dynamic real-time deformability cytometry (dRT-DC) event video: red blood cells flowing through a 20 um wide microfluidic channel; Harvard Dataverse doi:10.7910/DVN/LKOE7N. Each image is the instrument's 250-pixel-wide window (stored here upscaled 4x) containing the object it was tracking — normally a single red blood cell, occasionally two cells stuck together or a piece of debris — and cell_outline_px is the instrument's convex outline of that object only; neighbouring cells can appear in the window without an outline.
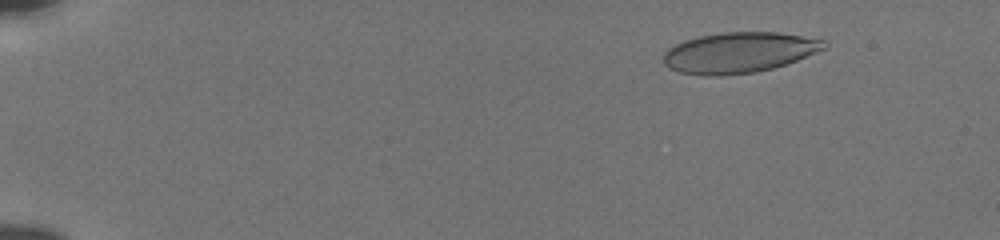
{"species": "human", "species_latin": "Homo sapiens", "temperature_condition": "cold", "stored_images_in_passage": 56, "camera_frame_rate_fps": 3000, "um_per_image_px": 0.085, "donor": {"sex": "male"}, "frame": {"image": 1, "passage_image": 8, "time_ms": 2.333, "image_size_px": [1000, 240], "cell_outline_px": [[828, 48], [796, 60], [772, 68], [756, 72], [720, 76], [704, 76], [680, 72], [664, 64], [664, 52], [668, 48], [684, 40], [700, 36], [720, 32], [776, 32], [824, 40], [828, 44]], "centroid_in_image_um": [62.81, 4.47], "position_along_channel_um": 22.2, "area_um2": 37.92}}
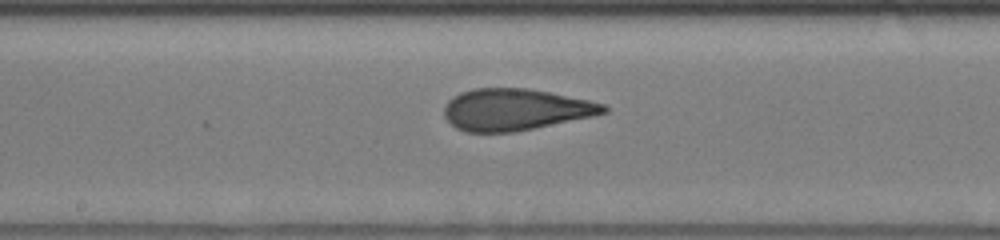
{"frame": {"image": 2, "passage_image": 32, "time_ms": 10.333, "image_size_px": [1000, 240], "cell_outline_px": [[608, 112], [592, 116], [516, 132], [468, 132], [456, 128], [444, 116], [444, 108], [448, 100], [460, 92], [472, 88], [528, 88], [588, 100], [604, 104], [608, 108]], "centroid_in_image_um": [43.78, 9.31], "position_along_channel_um": 204.4, "area_um2": 38.55}}
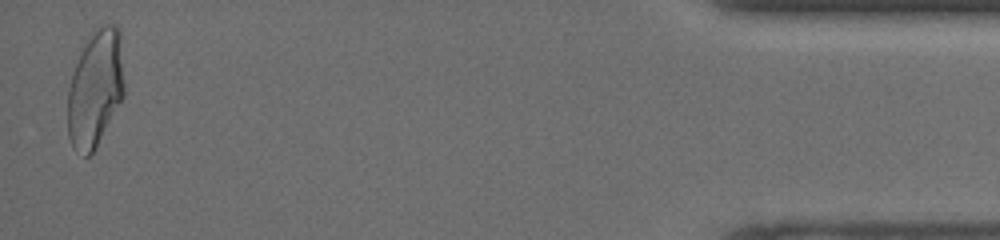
{"frame": {"image": 3, "passage_image": 55, "time_ms": 18.0, "image_size_px": [1000, 240], "cell_outline_px": [[124, 96], [92, 152], [88, 156], [84, 156], [72, 148], [68, 136], [68, 88], [72, 72], [92, 32], [104, 24], [112, 24], [120, 32], [124, 84]], "centroid_in_image_um": [8.1, 7.55], "position_along_channel_um": 427.1, "area_um2": 37.97}, "authors_computed_cell_mechanics": {"area_um2": 38.4948, "velocity_mm_per_s": 3.8429, "shape_relaxation_time_tau1_ms": 6.4217, "shape_relaxation_time_tau2_ms": 1.0773, "deformation_change_tau1": 0.2162, "deformation_change_tau2": 0.0838}}